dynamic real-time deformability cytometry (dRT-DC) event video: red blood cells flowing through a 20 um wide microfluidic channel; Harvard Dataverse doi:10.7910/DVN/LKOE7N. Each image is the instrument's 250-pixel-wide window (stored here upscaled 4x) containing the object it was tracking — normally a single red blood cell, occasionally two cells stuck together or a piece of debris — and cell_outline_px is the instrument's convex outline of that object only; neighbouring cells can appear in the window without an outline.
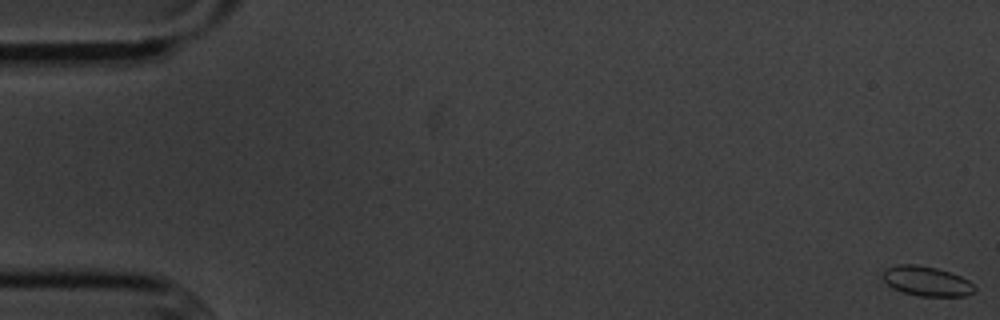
{"species": "common noctule bat (a hibernating species)", "species_latin": "Nyctalus noctula", "temperature_condition": "cold", "stored_images_in_passage": 56, "camera_frame_rate_fps": 3000, "um_per_image_px": 0.085, "animal": {"sex": "male", "body_mass_g": 20.1, "forearm_length_mm": 53.5}, "frame": {"image": 1, "passage_image": 1, "time_ms": 0.0, "image_size_px": [1000, 320], "cell_outline_px": [[976, 288], [972, 292], [964, 296], [920, 296], [904, 292], [892, 288], [880, 276], [880, 272], [884, 268], [896, 264], [916, 264], [936, 268], [960, 276], [968, 280]], "centroid_in_image_um": [78.68, 23.88], "position_along_channel_um": 6.3, "area_um2": 15.95}}
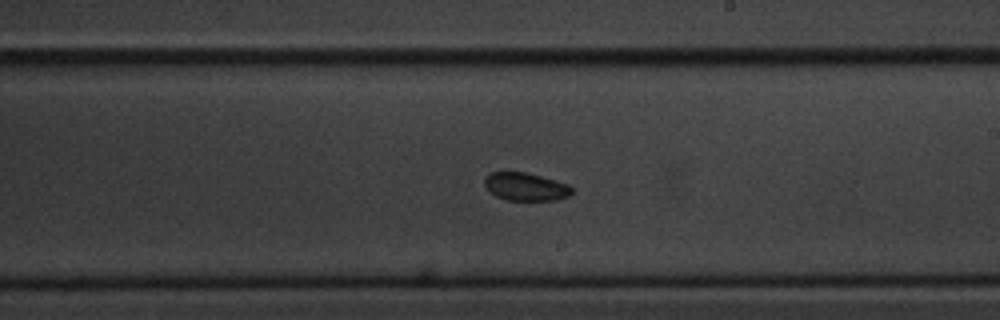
{"frame": {"image": 2, "passage_image": 33, "time_ms": 10.667, "image_size_px": [1000, 320], "cell_outline_px": [[572, 192], [568, 196], [560, 200], [508, 200], [496, 196], [484, 184], [484, 180], [492, 172], [524, 172], [556, 180], [568, 184], [572, 188]], "centroid_in_image_um": [44.72, 15.88], "position_along_channel_um": 244.3, "area_um2": 14.05}}
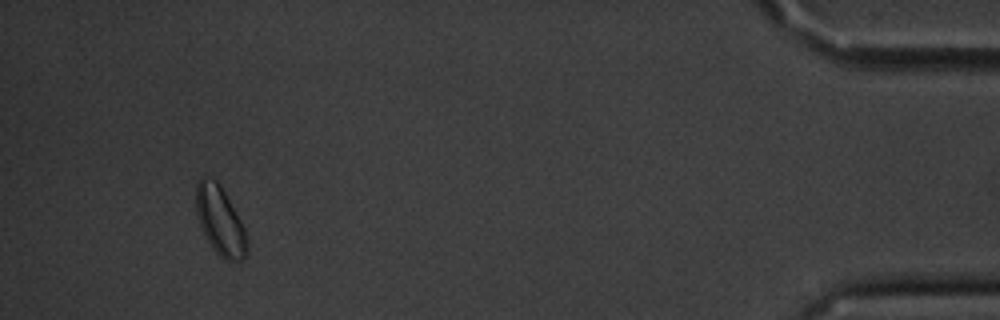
{"frame": {"image": 3, "passage_image": 53, "time_ms": 17.333, "image_size_px": [1000, 320], "cell_outline_px": [[248, 256], [244, 260], [232, 264], [224, 260], [212, 248], [200, 224], [196, 212], [196, 184], [200, 176], [208, 176], [216, 180], [220, 184], [240, 220], [244, 228], [248, 244]], "centroid_in_image_um": [18.73, 18.81], "position_along_channel_um": 416.5, "area_um2": 20.69}, "authors_computed_cell_mechanics": {"area_um2": 15.0858, "velocity_mm_per_s": 3.6023, "shape_relaxation_time_tau1_ms": 4.2805, "shape_relaxation_time_tau2_ms": null, "deformation_change_tau1": 0.0841, "deformation_change_tau2": null}}